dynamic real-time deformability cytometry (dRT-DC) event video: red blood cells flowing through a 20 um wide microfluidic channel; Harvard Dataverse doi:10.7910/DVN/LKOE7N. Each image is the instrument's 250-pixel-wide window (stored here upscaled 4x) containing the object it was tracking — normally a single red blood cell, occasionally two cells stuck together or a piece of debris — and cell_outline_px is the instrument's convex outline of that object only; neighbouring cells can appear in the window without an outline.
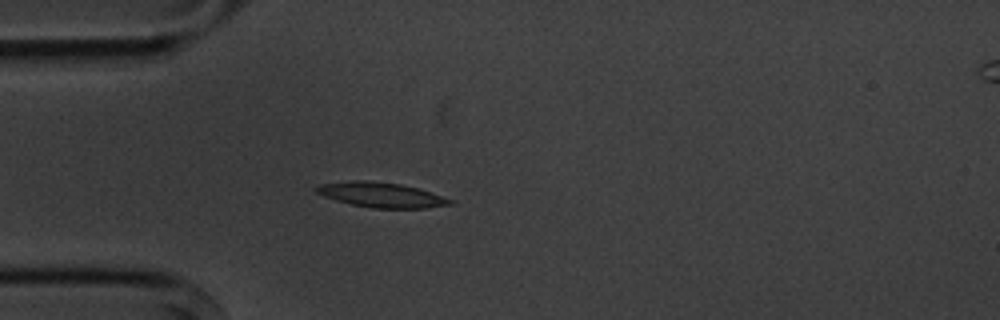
{"species": "common noctule bat (a hibernating species)", "species_latin": "Nyctalus noctula", "temperature_condition": "cold", "stored_images_in_passage": 5, "camera_frame_rate_fps": 3000, "um_per_image_px": 0.085, "animal": {"sex": "male", "body_mass_g": 20.1, "forearm_length_mm": 53.5}, "frame": {"image": 1, "passage_image": 5, "time_ms": 4.667, "image_size_px": [1000, 320], "cell_outline_px": [[456, 200], [452, 204], [424, 208], [372, 208], [352, 204], [336, 200], [324, 196], [316, 192], [316, 188], [320, 184], [356, 180], [368, 180], [400, 184], [416, 188]], "centroid_in_image_um": [32.43, 16.56], "position_along_channel_um": 52.6, "area_um2": 19.19}}